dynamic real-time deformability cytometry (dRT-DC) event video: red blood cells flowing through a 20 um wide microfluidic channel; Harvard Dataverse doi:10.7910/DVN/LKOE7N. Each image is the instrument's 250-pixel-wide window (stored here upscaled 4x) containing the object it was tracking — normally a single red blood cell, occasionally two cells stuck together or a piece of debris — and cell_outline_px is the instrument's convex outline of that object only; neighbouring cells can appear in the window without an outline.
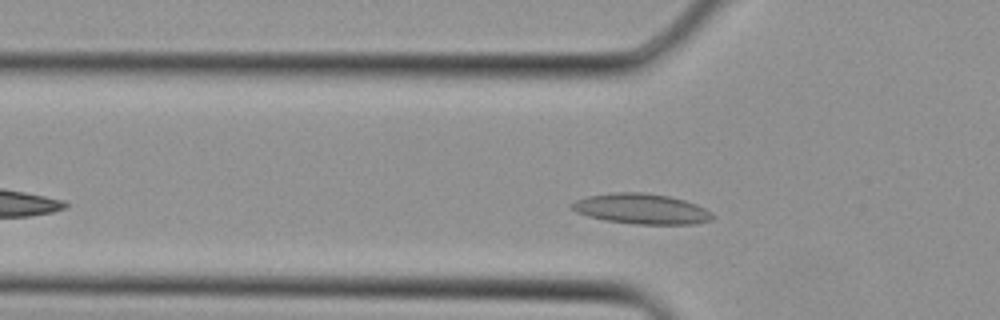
{"species": "Egyptian fruit bat (a non-hibernating species)", "species_latin": "Rousettus aegyptiacus", "temperature_condition": "cold", "stored_images_in_passage": 6, "segment_of_instrument_passage": [2, 2], "camera_frame_rate_fps": 3000, "um_per_image_px": 0.085, "animal": {"sex": "female"}, "frame": {"image": 1, "passage_image": 6, "time_ms": 1.667, "image_size_px": [1000, 320], "cell_outline_px": [[716, 216], [712, 220], [692, 224], [636, 224], [604, 220], [588, 216], [576, 212], [568, 204], [576, 200], [588, 196], [612, 192], [644, 192], [668, 196], [684, 200], [696, 204], [712, 212]], "centroid_in_image_um": [54.52, 17.75], "position_along_channel_um": 71.3, "area_um2": 24.97}}